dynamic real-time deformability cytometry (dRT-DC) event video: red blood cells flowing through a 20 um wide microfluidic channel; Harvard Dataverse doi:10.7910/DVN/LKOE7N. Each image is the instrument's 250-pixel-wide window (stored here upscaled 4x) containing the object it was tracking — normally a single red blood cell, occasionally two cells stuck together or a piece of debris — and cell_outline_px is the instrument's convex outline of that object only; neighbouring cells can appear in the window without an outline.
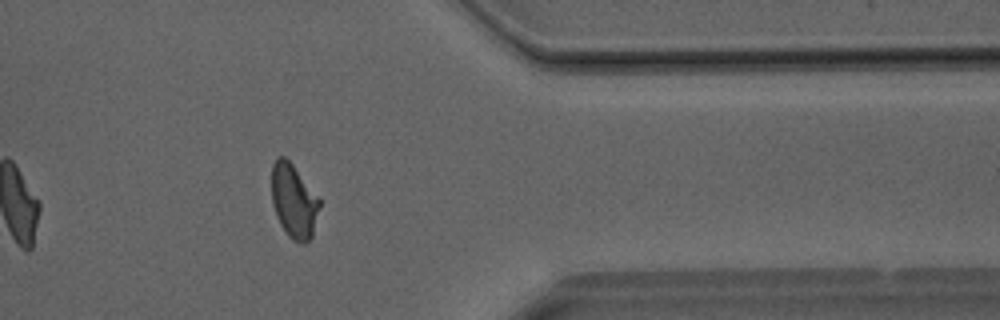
{"species": "Egyptian fruit bat (a non-hibernating species)", "species_latin": "Rousettus aegyptiacus", "temperature_condition": "room temperature", "stored_images_in_passage": 35, "camera_frame_rate_fps": 3000, "um_per_image_px": 0.085, "animal": {"sex": "male"}, "frame": {"image": 1, "passage_image": 30, "time_ms": 9.667, "image_size_px": [1000, 320], "cell_outline_px": [[320, 204], [312, 236], [304, 244], [300, 244], [292, 240], [288, 236], [280, 224], [276, 216], [272, 204], [272, 164], [276, 156], [284, 156], [292, 164], [320, 200]], "centroid_in_image_um": [24.95, 17.1], "position_along_channel_um": 386.5, "area_um2": 20.52}}
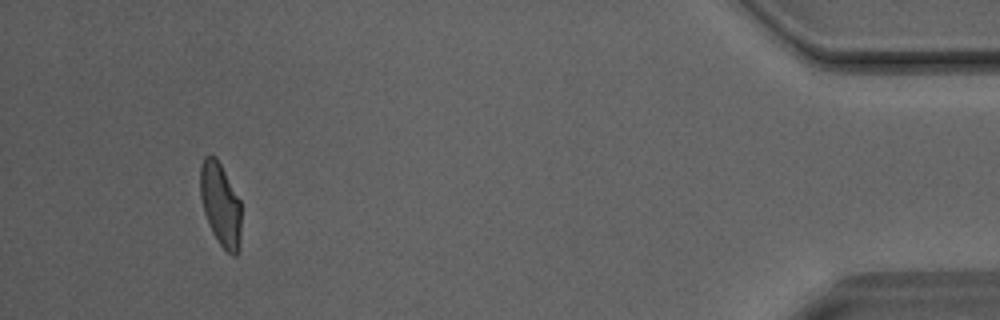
{"frame": {"image": 2, "passage_image": 35, "time_ms": 11.333, "image_size_px": [1000, 320], "cell_outline_px": [[240, 248], [236, 256], [232, 256], [216, 240], [208, 224], [204, 212], [200, 196], [200, 164], [204, 156], [208, 152], [216, 156], [240, 200]], "centroid_in_image_um": [18.72, 17.35], "position_along_channel_um": 416.5, "area_um2": 20.11}}